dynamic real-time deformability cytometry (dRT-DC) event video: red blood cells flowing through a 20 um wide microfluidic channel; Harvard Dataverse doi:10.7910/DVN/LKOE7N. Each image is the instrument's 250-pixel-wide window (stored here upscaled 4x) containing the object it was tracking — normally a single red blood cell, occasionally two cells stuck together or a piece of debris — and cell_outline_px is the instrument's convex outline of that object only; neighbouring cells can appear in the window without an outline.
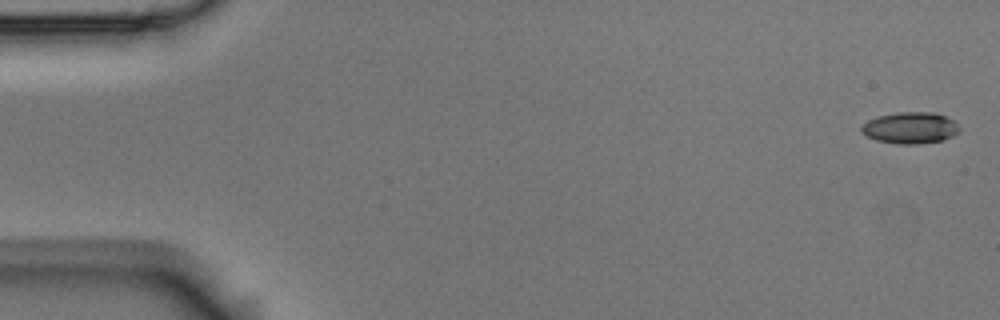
{"species": "Egyptian fruit bat (a non-hibernating species)", "species_latin": "Rousettus aegyptiacus", "temperature_condition": "room temperature", "stored_images_in_passage": 5, "camera_frame_rate_fps": 3000, "um_per_image_px": 0.085, "animal": {"sex": "male"}, "frame": {"image": 1, "passage_image": 1, "time_ms": 0.0, "image_size_px": [1000, 320], "cell_outline_px": [[960, 132], [944, 140], [916, 144], [896, 144], [876, 140], [868, 136], [860, 128], [868, 120], [880, 116], [896, 112], [932, 112], [956, 120], [960, 128]], "centroid_in_image_um": [77.43, 10.87], "position_along_channel_um": 7.6, "area_um2": 17.98}}
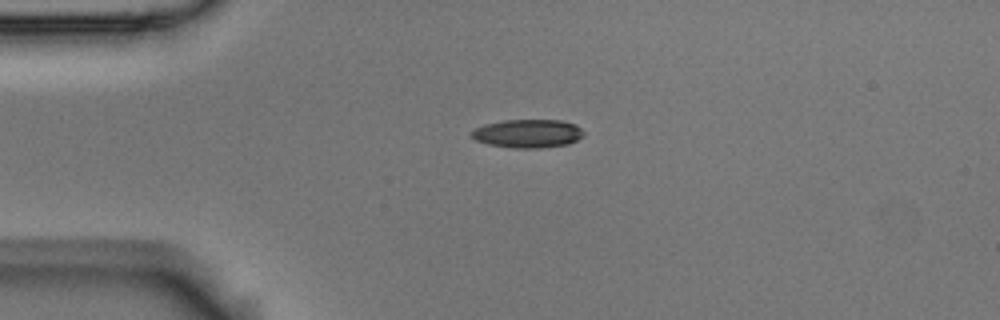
{"frame": {"image": 2, "passage_image": 4, "time_ms": 1.0, "image_size_px": [1000, 320], "cell_outline_px": [[584, 136], [568, 144], [540, 148], [512, 148], [488, 144], [476, 140], [468, 132], [484, 124], [504, 120], [564, 120], [576, 124], [584, 132]], "centroid_in_image_um": [44.87, 11.34], "position_along_channel_um": 40.1, "area_um2": 18.73}}